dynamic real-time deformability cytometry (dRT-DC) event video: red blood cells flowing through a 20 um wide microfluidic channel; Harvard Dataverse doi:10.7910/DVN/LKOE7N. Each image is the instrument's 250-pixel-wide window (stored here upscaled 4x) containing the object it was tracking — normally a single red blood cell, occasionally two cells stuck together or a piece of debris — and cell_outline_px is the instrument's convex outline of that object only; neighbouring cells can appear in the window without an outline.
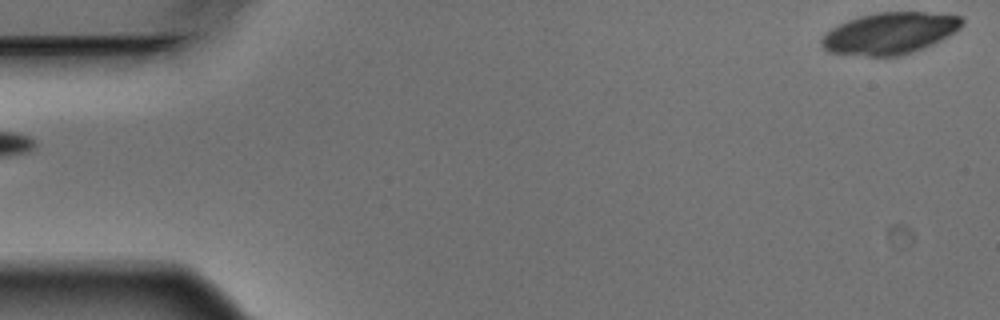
{"species": "Egyptian fruit bat (a non-hibernating species)", "species_latin": "Rousettus aegyptiacus", "temperature_condition": "warm", "stored_images_in_passage": 3, "segment_of_instrument_passage": [2, 2], "camera_frame_rate_fps": 3000, "um_per_image_px": 0.085, "animal": {"sex": "male"}, "frame": {"image": 1, "passage_image": 3, "time_ms": 0.667, "image_size_px": [1000, 320], "cell_outline_px": [[964, 20], [960, 28], [948, 36], [932, 44], [912, 52], [900, 56], [868, 56], [828, 52], [820, 44], [820, 40], [832, 28], [848, 20], [860, 16], [876, 12], [924, 12], [960, 16]], "centroid_in_image_um": [75.62, 2.83], "position_along_channel_um": 9.4, "area_um2": 33.81}}